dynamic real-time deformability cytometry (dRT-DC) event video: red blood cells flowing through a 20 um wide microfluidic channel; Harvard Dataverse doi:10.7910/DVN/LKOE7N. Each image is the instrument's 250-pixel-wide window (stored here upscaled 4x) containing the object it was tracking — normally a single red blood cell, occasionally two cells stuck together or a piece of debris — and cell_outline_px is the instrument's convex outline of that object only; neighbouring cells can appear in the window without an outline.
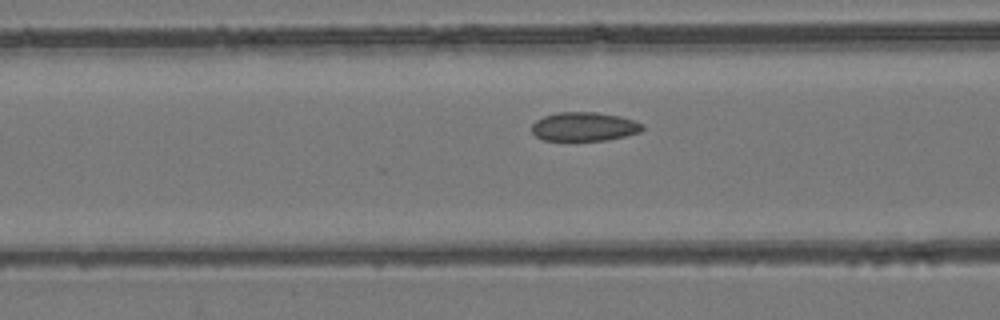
{"species": "common noctule bat (a hibernating species)", "species_latin": "Nyctalus noctula", "temperature_condition": "room temperature", "stored_images_in_passage": 15, "camera_frame_rate_fps": 3000, "um_per_image_px": 0.085, "animal": {"sex": "female", "body_mass_g": 24.6, "forearm_length_mm": 56.2}, "frame": {"image": 1, "passage_image": 13, "time_ms": 4.0, "image_size_px": [1000, 320], "cell_outline_px": [[644, 128], [640, 132], [608, 140], [544, 140], [536, 136], [532, 132], [532, 124], [536, 120], [544, 116], [556, 112], [596, 112], [620, 116], [644, 124]], "centroid_in_image_um": [49.65, 10.76], "position_along_channel_um": 116.9, "area_um2": 18.61}}